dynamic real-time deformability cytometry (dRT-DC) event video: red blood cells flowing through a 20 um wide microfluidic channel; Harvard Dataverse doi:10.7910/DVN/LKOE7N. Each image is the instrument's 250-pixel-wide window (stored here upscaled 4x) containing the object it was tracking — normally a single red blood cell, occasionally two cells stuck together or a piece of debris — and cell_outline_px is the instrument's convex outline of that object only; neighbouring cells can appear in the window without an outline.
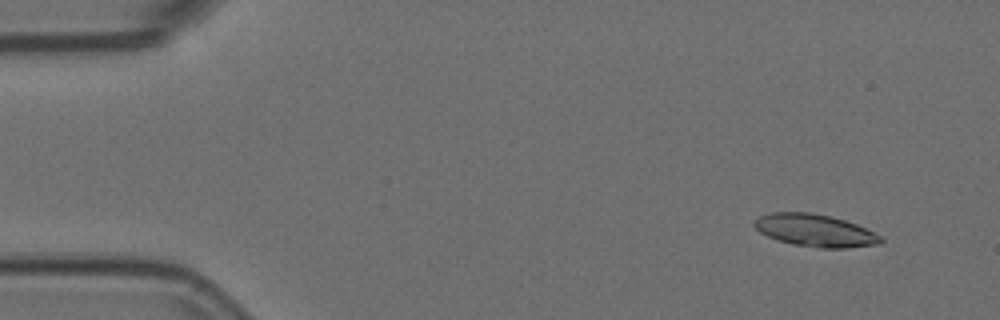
{"species": "Egyptian fruit bat (a non-hibernating species)", "species_latin": "Rousettus aegyptiacus", "temperature_condition": "room temperature", "stored_images_in_passage": 10, "camera_frame_rate_fps": 3000, "um_per_image_px": 0.085, "animal": {"sex": "female"}, "frame": {"image": 1, "passage_image": 2, "time_ms": 0.333, "image_size_px": [1000, 320], "cell_outline_px": [[884, 240], [880, 244], [848, 248], [824, 248], [792, 244], [776, 240], [760, 232], [752, 224], [752, 220], [760, 216], [772, 212], [808, 212], [832, 216], [856, 224], [880, 236]], "centroid_in_image_um": [69.25, 19.58], "position_along_channel_um": 15.8, "area_um2": 23.87}}
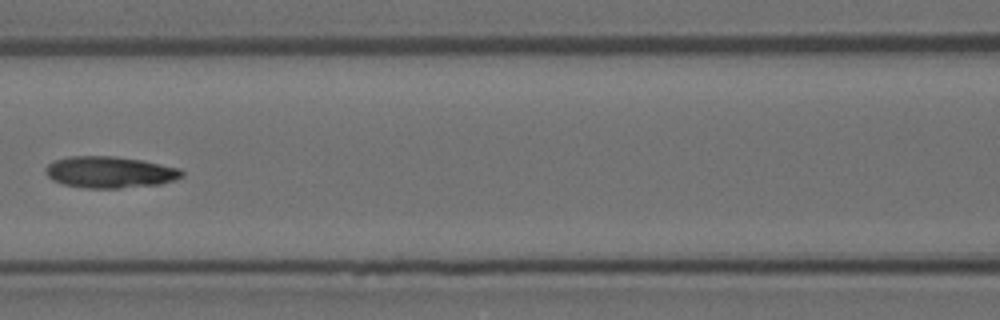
{"frame": {"image": 2, "passage_image": 7, "time_ms": 2.0, "image_size_px": [1000, 320], "cell_outline_px": [[184, 176], [160, 184], [120, 188], [84, 188], [64, 184], [52, 180], [44, 172], [48, 164], [56, 160], [68, 156], [116, 156], [144, 160], [180, 168], [184, 172]], "centroid_in_image_um": [9.35, 14.63], "position_along_channel_um": 157.3, "area_um2": 25.14}}
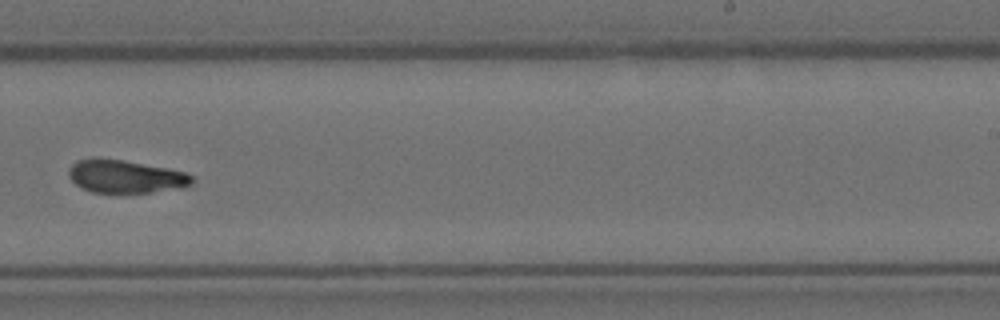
{"frame": {"image": 3, "passage_image": 10, "time_ms": 3.0, "image_size_px": [1000, 320], "cell_outline_px": [[196, 180], [192, 184], [184, 188], [152, 192], [92, 192], [80, 188], [68, 176], [68, 168], [76, 160], [92, 156], [100, 156], [124, 160], [168, 168], [184, 172], [192, 176]], "centroid_in_image_um": [10.64, 14.97], "position_along_channel_um": 278.4, "area_um2": 24.28}}